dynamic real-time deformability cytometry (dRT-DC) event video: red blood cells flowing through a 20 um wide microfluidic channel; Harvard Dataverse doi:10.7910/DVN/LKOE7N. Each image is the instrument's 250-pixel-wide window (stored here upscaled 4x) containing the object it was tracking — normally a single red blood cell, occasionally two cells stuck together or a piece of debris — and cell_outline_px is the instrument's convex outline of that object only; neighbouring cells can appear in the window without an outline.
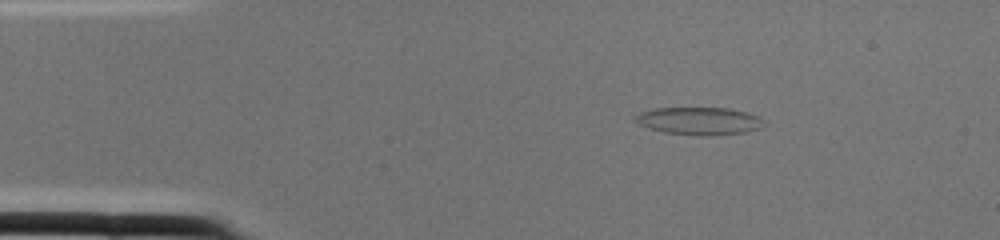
{"species": "common noctule bat (a hibernating species)", "species_latin": "Nyctalus noctula", "temperature_condition": "cold", "stored_images_in_passage": 1, "camera_frame_rate_fps": 3000, "um_per_image_px": 0.085, "animal": {"sex": "female", "body_mass_g": 22.0, "forearm_length_mm": 56.7}, "frame": {"image": 1, "passage_image": 1, "time_ms": 0.0, "image_size_px": [1000, 240], "cell_outline_px": [[768, 124], [760, 128], [744, 132], [712, 136], [696, 136], [664, 132], [648, 128], [640, 124], [636, 120], [636, 116], [640, 112], [656, 108], [728, 108], [744, 112], [768, 120]], "centroid_in_image_um": [59.49, 10.29], "position_along_channel_um": 25.5, "area_um2": 20.81}}